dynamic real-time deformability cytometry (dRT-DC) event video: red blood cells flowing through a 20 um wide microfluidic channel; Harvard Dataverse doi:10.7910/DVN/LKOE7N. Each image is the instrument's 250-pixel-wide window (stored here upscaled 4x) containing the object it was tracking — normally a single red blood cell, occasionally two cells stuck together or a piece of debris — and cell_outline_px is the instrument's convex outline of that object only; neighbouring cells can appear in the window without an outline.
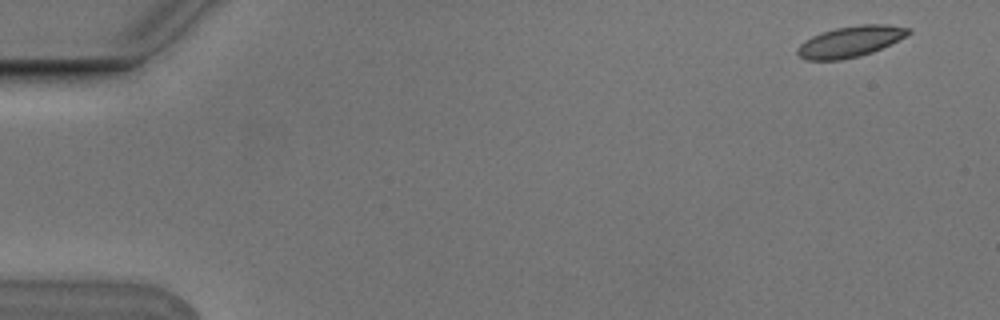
{"species": "Egyptian fruit bat (a non-hibernating species)", "species_latin": "Rousettus aegyptiacus", "temperature_condition": "cold", "stored_images_in_passage": 5, "camera_frame_rate_fps": 3000, "um_per_image_px": 0.085, "animal": {"sex": "male"}, "frame": {"image": 1, "passage_image": 1, "time_ms": 0.0, "image_size_px": [1000, 320], "cell_outline_px": [[912, 32], [908, 36], [872, 52], [860, 56], [840, 60], [808, 60], [800, 56], [796, 52], [796, 48], [800, 44], [812, 36], [836, 28], [860, 24], [888, 24], [912, 28]], "centroid_in_image_um": [72.33, 3.52], "position_along_channel_um": 12.7, "area_um2": 20.06}}
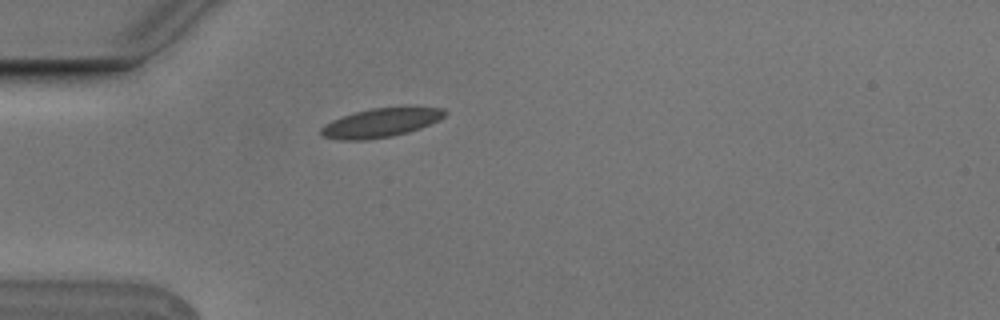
{"frame": {"image": 2, "passage_image": 5, "time_ms": 1.333, "image_size_px": [1000, 320], "cell_outline_px": [[448, 112], [440, 120], [420, 128], [408, 132], [392, 136], [364, 140], [340, 140], [320, 136], [320, 128], [324, 124], [332, 120], [356, 112], [372, 108], [444, 108]], "centroid_in_image_um": [32.33, 10.45], "position_along_channel_um": 52.7, "area_um2": 20.63}}